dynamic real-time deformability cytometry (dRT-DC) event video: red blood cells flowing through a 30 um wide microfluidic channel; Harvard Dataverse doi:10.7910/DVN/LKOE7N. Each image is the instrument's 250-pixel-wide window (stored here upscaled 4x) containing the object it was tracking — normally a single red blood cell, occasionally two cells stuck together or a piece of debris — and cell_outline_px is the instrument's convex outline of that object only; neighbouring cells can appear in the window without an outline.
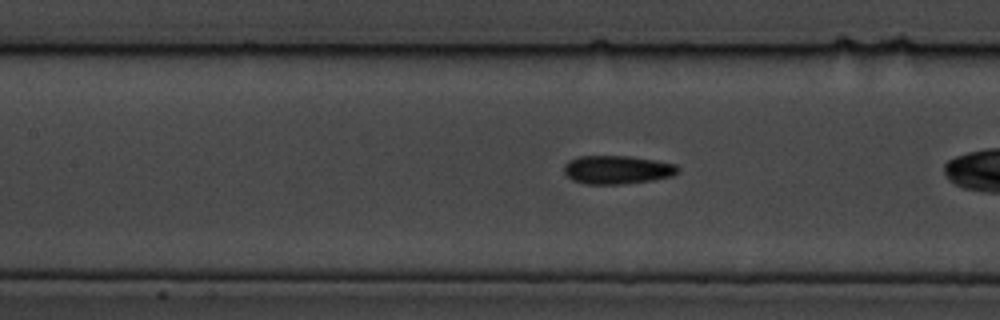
{"species": "common noctule bat (a hibernating species)", "species_latin": "Nyctalus noctula", "temperature_condition": "cold", "stored_images_in_passage": 45, "camera_frame_rate_fps": 3000, "um_per_image_px": 0.085, "animal": {"sex": "male", "body_mass_g": 19.5, "forearm_length_mm": 54.6}, "frame": {"image": 1, "passage_image": 24, "time_ms": 7.667, "image_size_px": [1000, 320], "cell_outline_px": [[680, 172], [672, 176], [652, 180], [620, 184], [584, 184], [572, 180], [564, 172], [564, 164], [568, 160], [576, 156], [628, 156], [656, 160], [676, 164], [680, 168]], "centroid_in_image_um": [52.46, 14.42], "position_along_channel_um": 154.9, "area_um2": 19.07}}
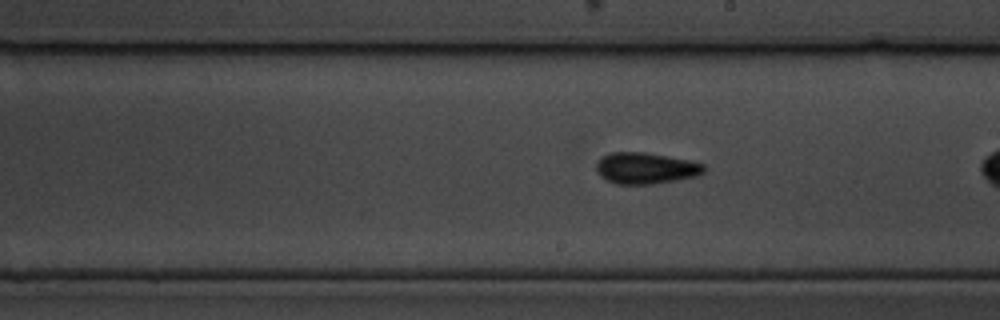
{"frame": {"image": 2, "passage_image": 31, "time_ms": 10.0, "image_size_px": [1000, 320], "cell_outline_px": [[704, 172], [696, 176], [676, 180], [652, 184], [616, 184], [600, 176], [596, 172], [596, 164], [604, 156], [612, 152], [644, 152], [668, 156], [688, 160], [704, 164]], "centroid_in_image_um": [54.88, 14.3], "position_along_channel_um": 234.1, "area_um2": 19.48}}
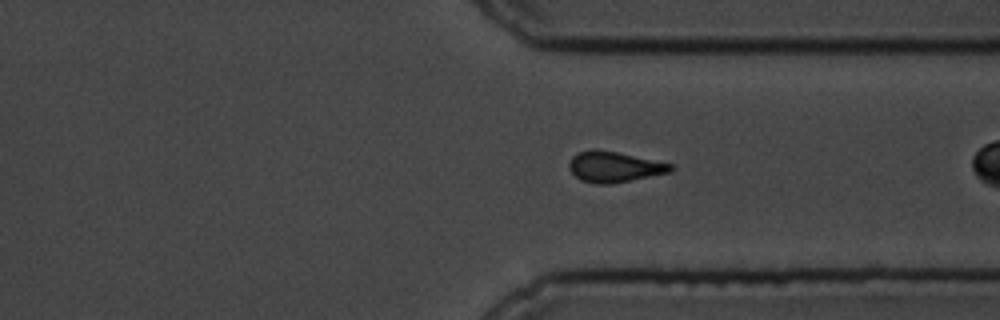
{"frame": {"image": 3, "passage_image": 42, "time_ms": 13.667, "image_size_px": [1000, 320], "cell_outline_px": [[676, 168], [672, 172], [612, 184], [596, 184], [580, 180], [568, 168], [568, 164], [572, 156], [580, 152], [596, 148], [616, 152], [672, 164]], "centroid_in_image_um": [52.21, 14.19], "position_along_channel_um": 359.2, "area_um2": 18.21}}